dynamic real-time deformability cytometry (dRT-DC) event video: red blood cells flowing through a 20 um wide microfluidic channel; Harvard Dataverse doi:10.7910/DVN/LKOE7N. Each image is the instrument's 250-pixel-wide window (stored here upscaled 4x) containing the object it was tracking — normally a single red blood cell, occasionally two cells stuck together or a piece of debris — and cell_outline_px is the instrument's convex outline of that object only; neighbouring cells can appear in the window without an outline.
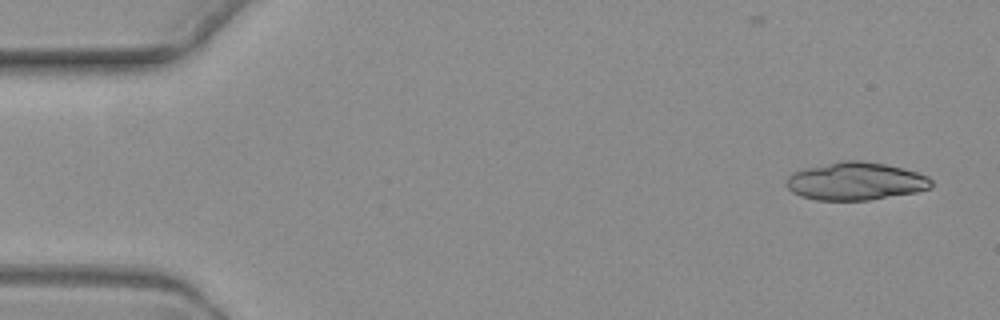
{"species": "common noctule bat (a hibernating species)", "species_latin": "Nyctalus noctula", "temperature_condition": "warm", "stored_images_in_passage": 5, "camera_frame_rate_fps": 3000, "um_per_image_px": 0.085, "animal": {"sex": "female", "body_mass_g": 19.3, "forearm_length_mm": 54.1}, "frame": {"image": 1, "passage_image": 1, "time_ms": 0.0, "image_size_px": [1000, 320], "cell_outline_px": [[932, 188], [916, 192], [868, 200], [816, 200], [800, 196], [792, 192], [788, 188], [788, 176], [792, 172], [804, 168], [840, 160], [860, 160], [884, 164], [904, 168], [928, 176], [932, 180]], "centroid_in_image_um": [72.73, 15.4], "position_along_channel_um": 12.3, "area_um2": 32.08}}